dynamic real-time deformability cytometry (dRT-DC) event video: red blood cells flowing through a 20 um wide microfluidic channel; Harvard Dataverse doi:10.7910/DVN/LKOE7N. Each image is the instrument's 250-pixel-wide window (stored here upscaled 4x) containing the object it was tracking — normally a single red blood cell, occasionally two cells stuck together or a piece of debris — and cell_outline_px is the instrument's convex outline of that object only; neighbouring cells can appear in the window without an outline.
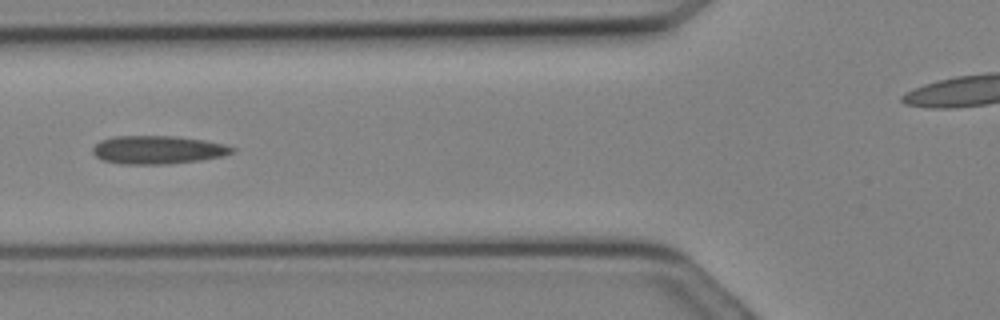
{"species": "Egyptian fruit bat (a non-hibernating species)", "species_latin": "Rousettus aegyptiacus", "temperature_condition": "cold", "stored_images_in_passage": 10, "camera_frame_rate_fps": 3000, "um_per_image_px": 0.085, "animal": {"sex": "female"}, "frame": {"image": 1, "passage_image": 7, "time_ms": 2.0, "image_size_px": [1000, 320], "cell_outline_px": [[236, 152], [224, 156], [204, 160], [168, 164], [124, 164], [100, 160], [92, 152], [92, 148], [100, 140], [112, 136], [172, 136], [204, 140], [224, 144], [236, 148]], "centroid_in_image_um": [13.43, 12.74], "position_along_channel_um": 112.4, "area_um2": 23.24}}
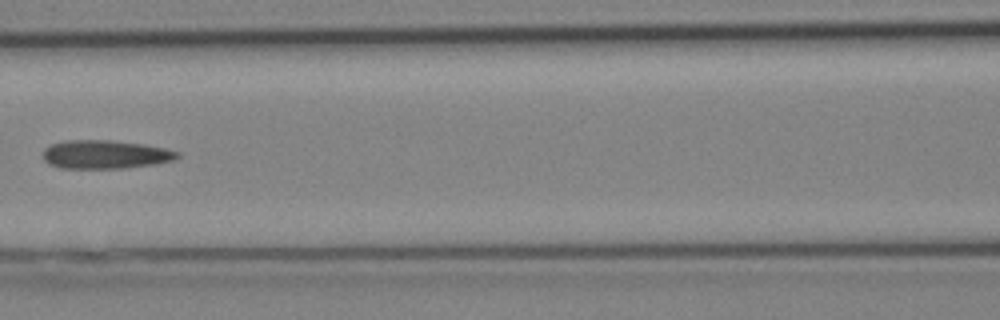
{"frame": {"image": 2, "passage_image": 9, "time_ms": 2.667, "image_size_px": [1000, 320], "cell_outline_px": [[180, 156], [176, 160], [156, 164], [120, 168], [60, 168], [48, 164], [44, 160], [44, 148], [52, 144], [64, 140], [112, 140], [144, 144], [164, 148], [180, 152]], "centroid_in_image_um": [8.96, 13.12], "position_along_channel_um": 157.6, "area_um2": 22.48}}